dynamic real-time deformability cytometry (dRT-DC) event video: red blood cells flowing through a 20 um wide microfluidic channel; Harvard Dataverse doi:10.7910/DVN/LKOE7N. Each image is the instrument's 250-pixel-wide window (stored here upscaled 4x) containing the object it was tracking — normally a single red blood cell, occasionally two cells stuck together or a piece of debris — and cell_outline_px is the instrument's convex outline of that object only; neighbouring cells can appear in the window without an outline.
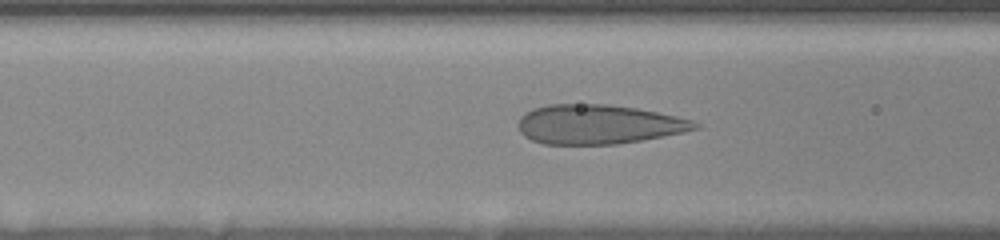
{"species": "human", "species_latin": "Homo sapiens", "temperature_condition": "room temperature", "stored_images_in_passage": 36, "camera_frame_rate_fps": 3000, "um_per_image_px": 0.085, "donor": {"sex": "female"}, "frame": {"image": 1, "passage_image": 8, "time_ms": 2.333, "image_size_px": [1000, 240], "cell_outline_px": [[700, 128], [684, 132], [640, 140], [616, 144], [544, 144], [532, 140], [524, 136], [520, 132], [520, 116], [532, 108], [548, 104], [608, 104], [636, 108], [676, 116], [692, 120], [700, 124]], "centroid_in_image_um": [50.86, 10.56], "position_along_channel_um": 115.7, "area_um2": 40.4}}
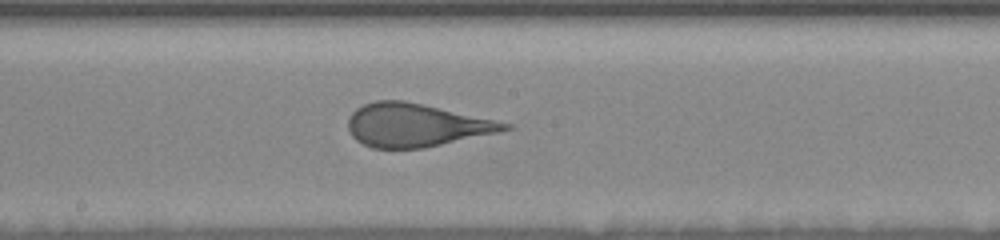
{"frame": {"image": 2, "passage_image": 16, "time_ms": 5.0, "image_size_px": [1000, 240], "cell_outline_px": [[512, 128], [500, 132], [424, 148], [372, 148], [356, 140], [352, 136], [348, 128], [348, 120], [352, 112], [356, 108], [364, 104], [376, 100], [404, 100], [424, 104], [496, 120], [512, 124]], "centroid_in_image_um": [35.36, 10.63], "position_along_channel_um": 212.8, "area_um2": 39.36}}
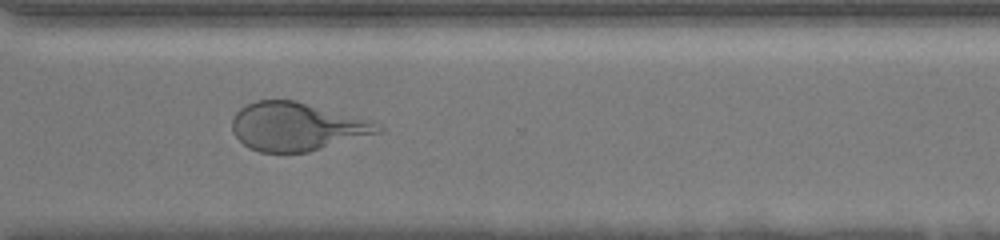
{"frame": {"image": 3, "passage_image": 27, "time_ms": 8.667, "image_size_px": [1000, 240], "cell_outline_px": [[384, 128], [380, 132], [308, 152], [260, 152], [248, 148], [236, 136], [232, 128], [232, 120], [236, 112], [240, 108], [256, 100], [296, 100], [380, 124]], "centroid_in_image_um": [25.17, 10.76], "position_along_channel_um": 345.4, "area_um2": 40.4}, "authors_computed_cell_mechanics": {"area_um2": 40.3444, "velocity_mm_per_s": 3.6339, "shape_relaxation_time_tau1_ms": 6.5552, "shape_relaxation_time_tau2_ms": null, "deformation_change_tau1": 0.193, "deformation_change_tau2": null}}